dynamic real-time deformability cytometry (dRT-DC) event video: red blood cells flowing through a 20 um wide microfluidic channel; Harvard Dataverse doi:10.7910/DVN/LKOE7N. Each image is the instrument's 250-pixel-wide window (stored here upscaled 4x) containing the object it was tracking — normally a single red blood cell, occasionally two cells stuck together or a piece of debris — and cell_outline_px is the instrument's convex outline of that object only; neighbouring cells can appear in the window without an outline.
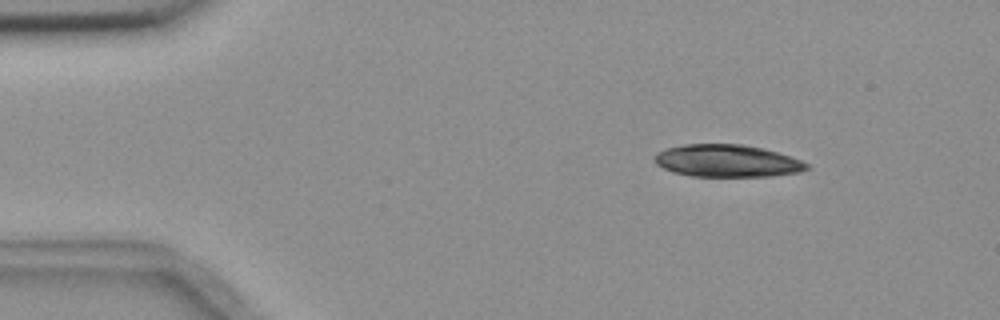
{"species": "common noctule bat (a hibernating species)", "species_latin": "Nyctalus noctula", "temperature_condition": "room temperature", "stored_images_in_passage": 7, "camera_frame_rate_fps": 3000, "um_per_image_px": 0.085, "animal": {"sex": "female", "body_mass_g": 18.4}, "frame": {"image": 1, "passage_image": 1, "time_ms": 0.0, "image_size_px": [1000, 320], "cell_outline_px": [[808, 168], [800, 172], [772, 176], [692, 176], [672, 172], [656, 164], [652, 160], [652, 156], [656, 152], [664, 148], [684, 144], [740, 144], [764, 148], [800, 160], [808, 164]], "centroid_in_image_um": [61.73, 13.67], "position_along_channel_um": 23.3, "area_um2": 28.78}}